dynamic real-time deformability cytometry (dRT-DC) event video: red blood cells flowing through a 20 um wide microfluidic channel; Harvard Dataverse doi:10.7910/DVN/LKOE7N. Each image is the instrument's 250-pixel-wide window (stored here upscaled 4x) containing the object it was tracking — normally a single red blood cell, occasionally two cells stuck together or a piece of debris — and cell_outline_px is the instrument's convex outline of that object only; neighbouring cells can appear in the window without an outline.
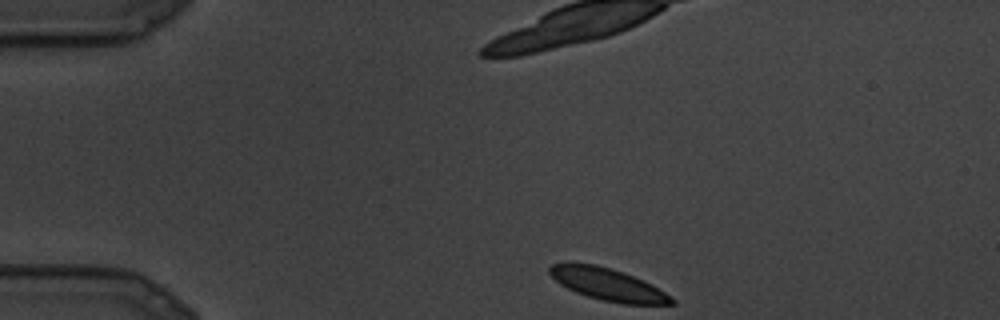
{"species": "common noctule bat (a hibernating species)", "species_latin": "Nyctalus noctula", "temperature_condition": "cold", "stored_images_in_passage": 9, "camera_frame_rate_fps": 3000, "um_per_image_px": 0.085, "animal": {"sex": "male", "body_mass_g": 19.5, "forearm_length_mm": 54.6}, "frame": {"image": 1, "passage_image": 1, "time_ms": 0.0, "image_size_px": [1000, 320], "cell_outline_px": [[676, 304], [624, 304], [604, 300], [588, 296], [576, 292], [560, 284], [548, 272], [548, 268], [552, 264], [596, 264], [624, 272], [644, 280], [652, 284], [672, 296], [676, 300]], "centroid_in_image_um": [51.74, 24.18], "position_along_channel_um": 33.3, "area_um2": 22.66}}
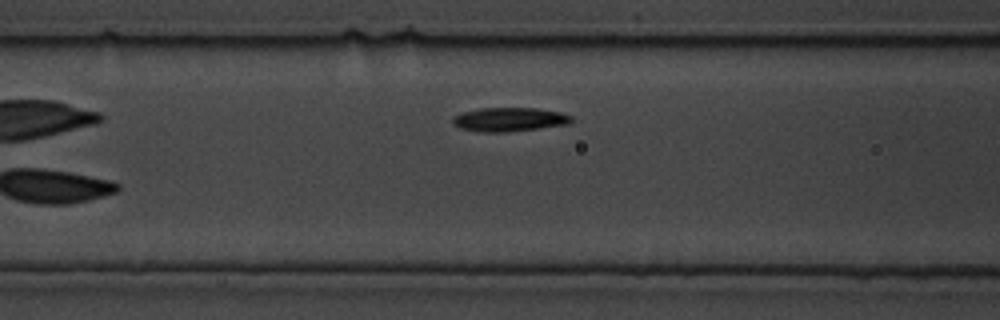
{"frame": {"image": 2, "passage_image": 9, "time_ms": 2.667, "image_size_px": [1000, 320], "cell_outline_px": [[572, 120], [568, 124], [508, 132], [480, 132], [460, 128], [452, 124], [452, 120], [456, 116], [464, 112], [480, 108], [536, 108], [560, 112], [572, 116]], "centroid_in_image_um": [43.29, 10.16], "position_along_channel_um": 123.3, "area_um2": 16.42}}